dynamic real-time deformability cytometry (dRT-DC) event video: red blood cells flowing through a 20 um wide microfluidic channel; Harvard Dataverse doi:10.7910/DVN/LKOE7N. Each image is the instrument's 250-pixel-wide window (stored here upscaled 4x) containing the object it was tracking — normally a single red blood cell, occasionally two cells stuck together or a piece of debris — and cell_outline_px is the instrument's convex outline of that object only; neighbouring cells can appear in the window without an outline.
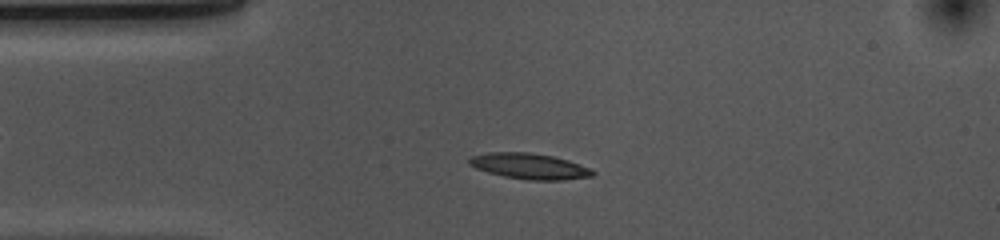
{"species": "common noctule bat (a hibernating species)", "species_latin": "Nyctalus noctula", "temperature_condition": "cold", "stored_images_in_passage": 49, "camera_frame_rate_fps": 3000, "um_per_image_px": 0.085, "animal": {"sex": "female", "body_mass_g": 10.0, "forearm_length_mm": 53.1}, "frame": {"image": 1, "passage_image": 11, "time_ms": 3.333, "image_size_px": [1000, 240], "cell_outline_px": [[596, 176], [564, 180], [528, 180], [504, 176], [488, 172], [476, 168], [468, 164], [468, 160], [472, 156], [488, 152], [532, 152], [552, 156], [568, 160], [592, 168], [596, 172]], "centroid_in_image_um": [45.06, 14.13], "position_along_channel_um": 39.9, "area_um2": 18.73}}
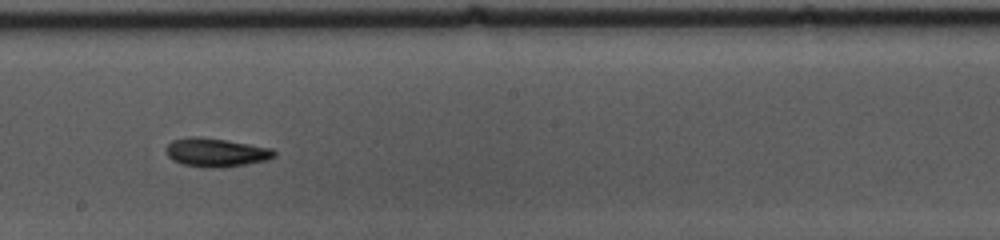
{"frame": {"image": 2, "passage_image": 28, "time_ms": 9.0, "image_size_px": [1000, 240], "cell_outline_px": [[276, 156], [268, 160], [220, 168], [204, 168], [184, 164], [172, 160], [164, 152], [168, 144], [172, 140], [188, 136], [196, 136], [224, 140], [272, 148], [276, 152]], "centroid_in_image_um": [18.33, 12.96], "position_along_channel_um": 229.9, "area_um2": 18.09}}
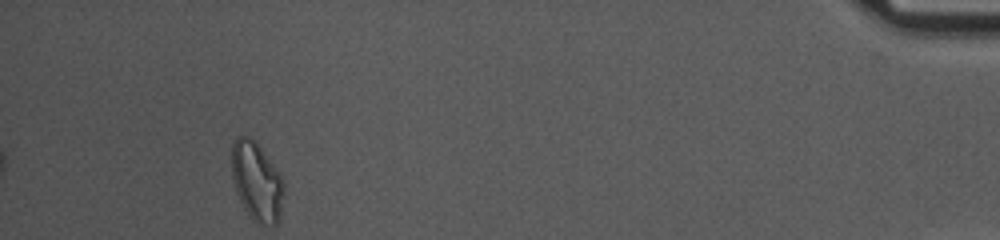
{"frame": {"image": 3, "passage_image": 49, "time_ms": 16.0, "image_size_px": [1000, 240], "cell_outline_px": [[284, 192], [280, 220], [276, 224], [256, 224], [248, 216], [236, 192], [232, 176], [232, 144], [236, 136], [240, 132], [252, 136], [256, 140], [280, 172], [284, 180]], "centroid_in_image_um": [21.83, 15.37], "position_along_channel_um": 413.4, "area_um2": 24.8}, "authors_computed_cell_mechanics": {"area_um2": 17.4556, "velocity_mm_per_s": 3.6522, "shape_relaxation_time_tau1_ms": 2.3829, "shape_relaxation_time_tau2_ms": 5.0845, "deformation_change_tau1": 0.1513, "deformation_change_tau2": 0.1226}}